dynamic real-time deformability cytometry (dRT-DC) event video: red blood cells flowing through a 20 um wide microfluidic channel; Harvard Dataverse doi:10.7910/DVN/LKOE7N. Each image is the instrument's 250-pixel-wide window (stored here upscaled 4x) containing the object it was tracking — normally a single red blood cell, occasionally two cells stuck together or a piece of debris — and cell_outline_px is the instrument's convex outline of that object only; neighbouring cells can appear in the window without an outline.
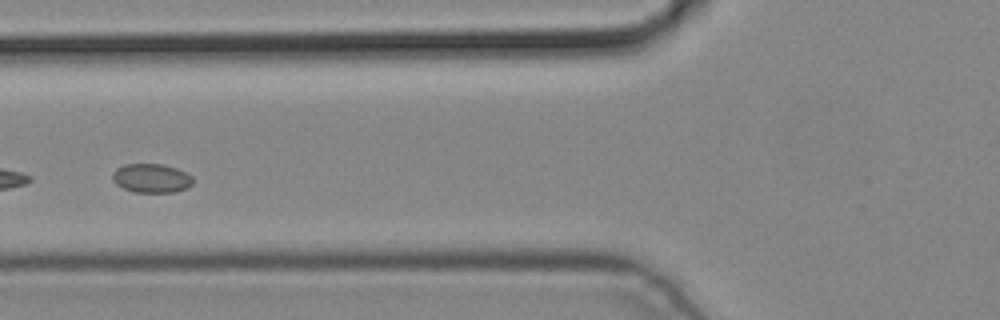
{"species": "common noctule bat (a hibernating species)", "species_latin": "Nyctalus noctula", "temperature_condition": "cold", "stored_images_in_passage": 3, "camera_frame_rate_fps": 3000, "um_per_image_px": 0.085, "animal": {"sex": "male", "body_mass_g": 19.2, "forearm_length_mm": 51.8}, "frame": {"image": 1, "passage_image": 3, "time_ms": 0.667, "image_size_px": [1000, 320], "cell_outline_px": [[192, 184], [188, 188], [172, 192], [136, 192], [124, 188], [116, 184], [112, 180], [112, 172], [116, 168], [124, 164], [164, 164], [176, 168], [192, 176]], "centroid_in_image_um": [12.85, 15.14], "position_along_channel_um": 112.9, "area_um2": 13.58}}